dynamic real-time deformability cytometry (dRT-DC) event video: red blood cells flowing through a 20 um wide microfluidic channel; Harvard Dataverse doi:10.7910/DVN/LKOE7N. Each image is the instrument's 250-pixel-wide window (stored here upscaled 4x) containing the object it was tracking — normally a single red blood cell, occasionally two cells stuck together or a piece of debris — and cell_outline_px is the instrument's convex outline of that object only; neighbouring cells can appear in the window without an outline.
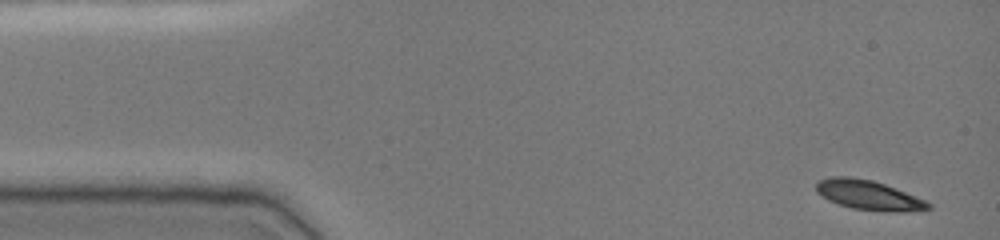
{"species": "common noctule bat (a hibernating species)", "species_latin": "Nyctalus noctula", "temperature_condition": "cold", "stored_images_in_passage": 12, "camera_frame_rate_fps": 3000, "um_per_image_px": 0.085, "animal": {"sex": "female", "body_mass_g": 19.0, "forearm_length_mm": 51.5}, "frame": {"image": 1, "passage_image": 1, "time_ms": 0.0, "image_size_px": [1000, 240], "cell_outline_px": [[932, 208], [908, 212], [900, 212], [852, 208], [828, 200], [816, 192], [816, 184], [820, 180], [832, 176], [852, 176], [872, 180], [884, 184], [924, 200], [932, 204]], "centroid_in_image_um": [73.81, 16.57], "position_along_channel_um": 11.2, "area_um2": 19.07}}
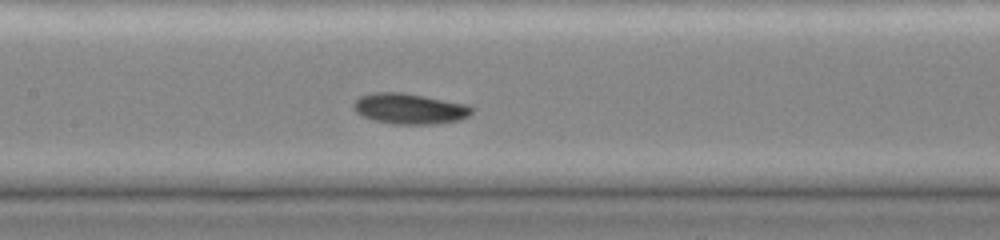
{"frame": {"image": 2, "passage_image": 8, "time_ms": 2.333, "image_size_px": [1000, 240], "cell_outline_px": [[472, 112], [468, 116], [460, 120], [432, 124], [392, 124], [372, 120], [356, 112], [352, 108], [352, 104], [360, 96], [376, 92], [400, 92], [424, 96], [468, 104], [472, 108]], "centroid_in_image_um": [34.8, 9.24], "position_along_channel_um": 172.6, "area_um2": 21.1}}
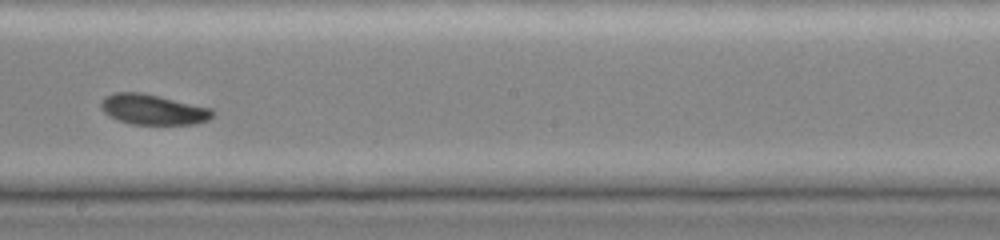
{"frame": {"image": 3, "passage_image": 11, "time_ms": 3.333, "image_size_px": [1000, 240], "cell_outline_px": [[216, 112], [208, 120], [196, 124], [132, 124], [108, 116], [100, 108], [100, 100], [104, 96], [116, 92], [140, 92], [160, 96], [212, 108]], "centroid_in_image_um": [13.0, 9.3], "position_along_channel_um": 235.2, "area_um2": 19.88}}